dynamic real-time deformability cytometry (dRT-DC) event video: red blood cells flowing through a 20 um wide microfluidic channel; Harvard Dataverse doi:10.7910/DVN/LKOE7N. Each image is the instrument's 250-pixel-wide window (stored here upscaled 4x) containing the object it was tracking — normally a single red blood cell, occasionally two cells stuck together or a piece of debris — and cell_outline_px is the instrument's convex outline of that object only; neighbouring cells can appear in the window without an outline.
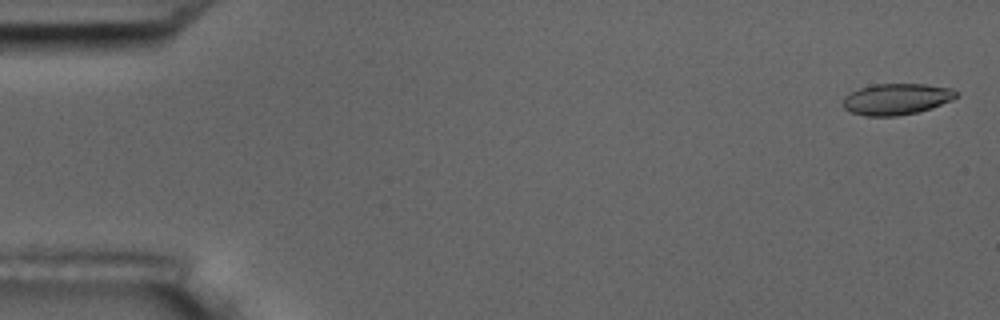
{"species": "common noctule bat (a hibernating species)", "species_latin": "Nyctalus noctula", "temperature_condition": "room temperature", "stored_images_in_passage": 6, "camera_frame_rate_fps": 3000, "um_per_image_px": 0.085, "animal": {"sex": "male", "body_mass_g": 17.5, "forearm_length_mm": 52.3}, "frame": {"image": 1, "passage_image": 1, "time_ms": 0.0, "image_size_px": [1000, 320], "cell_outline_px": [[956, 96], [952, 100], [932, 108], [916, 112], [896, 116], [864, 116], [852, 112], [844, 108], [844, 96], [848, 92], [860, 88], [876, 84], [924, 84], [952, 88], [956, 92]], "centroid_in_image_um": [76.19, 8.42], "position_along_channel_um": 8.8, "area_um2": 20.52}}
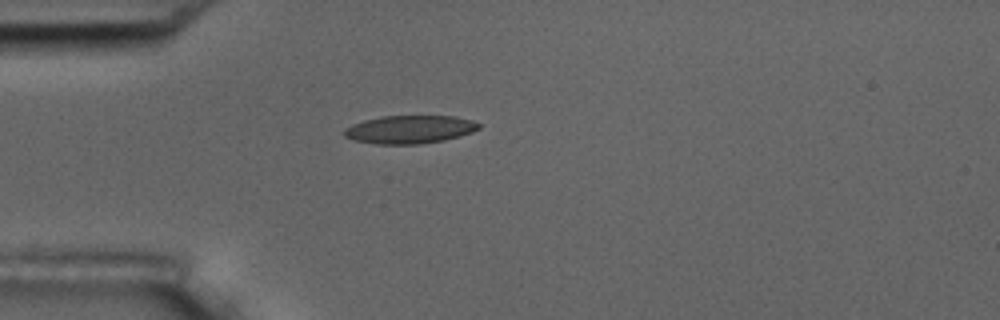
{"frame": {"image": 2, "passage_image": 5, "time_ms": 1.333, "image_size_px": [1000, 320], "cell_outline_px": [[480, 128], [472, 132], [460, 136], [444, 140], [420, 144], [376, 144], [356, 140], [344, 136], [340, 132], [344, 128], [352, 124], [364, 120], [380, 116], [456, 116], [472, 120], [480, 124]], "centroid_in_image_um": [34.8, 11.0], "position_along_channel_um": 50.2, "area_um2": 22.2}}